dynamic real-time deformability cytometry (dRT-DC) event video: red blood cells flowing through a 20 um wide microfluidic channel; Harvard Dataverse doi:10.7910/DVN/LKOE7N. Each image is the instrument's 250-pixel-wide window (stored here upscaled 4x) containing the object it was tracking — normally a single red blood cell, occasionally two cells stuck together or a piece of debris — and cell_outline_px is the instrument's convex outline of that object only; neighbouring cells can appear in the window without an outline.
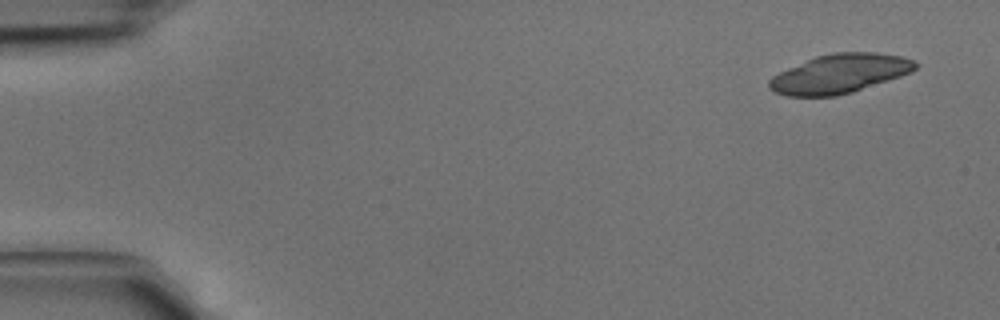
{"species": "common noctule bat (a hibernating species)", "species_latin": "Nyctalus noctula", "temperature_condition": "cold", "stored_images_in_passage": 3, "camera_frame_rate_fps": 3000, "um_per_image_px": 0.085, "animal": {"sex": "male", "body_mass_g": 15.6}, "frame": {"image": 1, "passage_image": 1, "time_ms": 0.0, "image_size_px": [1000, 320], "cell_outline_px": [[920, 64], [912, 72], [852, 92], [836, 96], [788, 96], [776, 92], [768, 88], [768, 80], [772, 76], [788, 68], [816, 56], [832, 52], [872, 52], [900, 56], [912, 60]], "centroid_in_image_um": [71.36, 6.26], "position_along_channel_um": 13.6, "area_um2": 33.06}}